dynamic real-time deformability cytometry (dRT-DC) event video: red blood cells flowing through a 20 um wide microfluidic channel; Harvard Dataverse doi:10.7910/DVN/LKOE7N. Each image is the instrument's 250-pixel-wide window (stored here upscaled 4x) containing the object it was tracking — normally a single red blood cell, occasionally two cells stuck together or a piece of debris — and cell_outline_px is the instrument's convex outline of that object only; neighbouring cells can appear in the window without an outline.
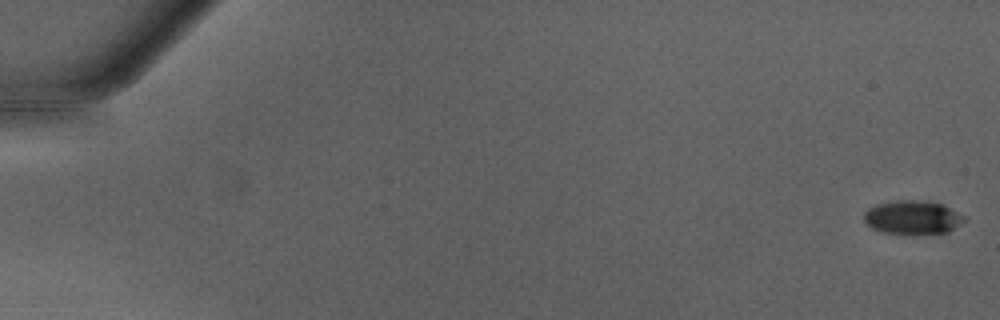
{"species": "Egyptian fruit bat (a non-hibernating species)", "species_latin": "Rousettus aegyptiacus", "temperature_condition": "warm", "stored_images_in_passage": 11, "camera_frame_rate_fps": 3000, "um_per_image_px": 0.085, "animal": {"sex": "male"}, "frame": {"image": 1, "passage_image": 1, "time_ms": 0.0, "image_size_px": [1000, 320], "cell_outline_px": [[968, 220], [948, 232], [884, 232], [872, 228], [864, 220], [864, 212], [868, 208], [876, 204], [896, 200], [916, 200], [944, 204], [964, 216]], "centroid_in_image_um": [77.59, 18.44], "position_along_channel_um": 7.4, "area_um2": 19.25}}